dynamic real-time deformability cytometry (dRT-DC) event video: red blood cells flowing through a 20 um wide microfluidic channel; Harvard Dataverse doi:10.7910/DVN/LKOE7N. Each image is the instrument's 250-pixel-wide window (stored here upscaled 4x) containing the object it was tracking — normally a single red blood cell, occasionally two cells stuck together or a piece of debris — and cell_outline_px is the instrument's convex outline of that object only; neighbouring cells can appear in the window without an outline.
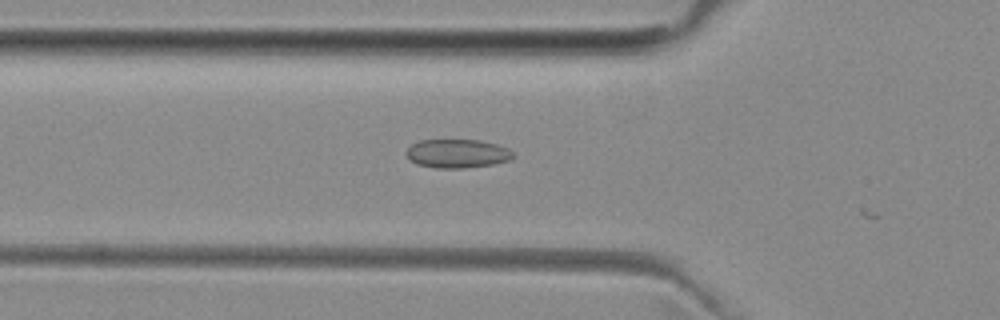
{"species": "common noctule bat (a hibernating species)", "species_latin": "Nyctalus noctula", "temperature_condition": "room temperature", "stored_images_in_passage": 19, "camera_frame_rate_fps": 3000, "um_per_image_px": 0.085, "animal": {"sex": "female", "body_mass_g": 29.2, "forearm_length_mm": 56.3}, "frame": {"image": 1, "passage_image": 18, "time_ms": 5.667, "image_size_px": [1000, 320], "cell_outline_px": [[516, 156], [512, 160], [492, 164], [464, 168], [436, 168], [416, 164], [404, 152], [412, 144], [420, 140], [480, 140], [496, 144], [508, 148]], "centroid_in_image_um": [38.9, 13.05], "position_along_channel_um": 86.9, "area_um2": 17.92}}